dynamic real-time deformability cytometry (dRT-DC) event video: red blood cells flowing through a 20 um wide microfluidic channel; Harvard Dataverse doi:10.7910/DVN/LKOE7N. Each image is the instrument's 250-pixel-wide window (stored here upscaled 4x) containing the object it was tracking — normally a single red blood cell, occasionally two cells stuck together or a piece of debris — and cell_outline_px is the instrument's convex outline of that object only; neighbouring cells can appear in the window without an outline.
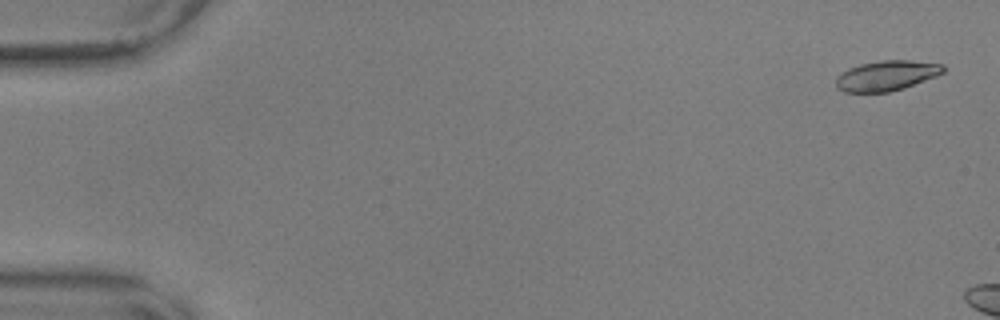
{"species": "common noctule bat (a hibernating species)", "species_latin": "Nyctalus noctula", "temperature_condition": "warm", "stored_images_in_passage": 7, "camera_frame_rate_fps": 3000, "um_per_image_px": 0.085, "animal": {"sex": "male", "body_mass_g": 17.9, "forearm_length_mm": 54.2}, "frame": {"image": 1, "passage_image": 2, "time_ms": 0.333, "image_size_px": [1000, 320], "cell_outline_px": [[948, 68], [944, 72], [936, 76], [904, 88], [888, 92], [844, 92], [836, 88], [836, 76], [840, 72], [848, 68], [860, 64], [880, 60], [912, 60], [944, 64]], "centroid_in_image_um": [75.36, 6.42], "position_along_channel_um": 9.6, "area_um2": 19.13}}